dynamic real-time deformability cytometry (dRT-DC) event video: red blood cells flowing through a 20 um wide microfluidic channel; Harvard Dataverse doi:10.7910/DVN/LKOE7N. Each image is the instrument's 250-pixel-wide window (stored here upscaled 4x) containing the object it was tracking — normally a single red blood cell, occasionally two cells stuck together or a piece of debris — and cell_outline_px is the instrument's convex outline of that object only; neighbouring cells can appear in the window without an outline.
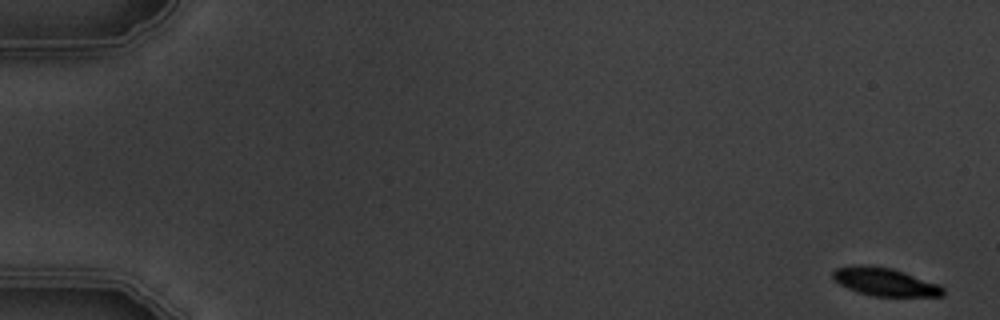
{"species": "common noctule bat (a hibernating species)", "species_latin": "Nyctalus noctula", "temperature_condition": "warm", "stored_images_in_passage": 6, "segment_of_instrument_passage": [1, 2], "camera_frame_rate_fps": 3000, "um_per_image_px": 0.085, "animal": {"sex": "male", "body_mass_g": 19.5, "forearm_length_mm": 54.6}, "frame": {"image": 1, "passage_image": 1, "time_ms": 0.0, "image_size_px": [1000, 320], "cell_outline_px": [[944, 296], [872, 296], [856, 292], [840, 284], [832, 276], [832, 272], [836, 268], [860, 264], [868, 264], [892, 268], [940, 284], [944, 288]], "centroid_in_image_um": [75.23, 23.95], "position_along_channel_um": 9.8, "area_um2": 18.15}}
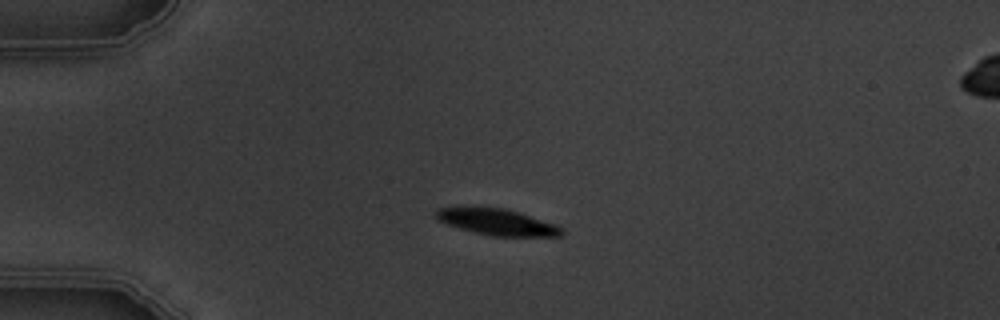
{"frame": {"image": 2, "passage_image": 4, "time_ms": 4.333, "image_size_px": [1000, 320], "cell_outline_px": [[564, 232], [560, 236], [492, 236], [460, 228], [448, 224], [440, 220], [436, 216], [436, 212], [440, 208], [504, 208], [556, 224], [564, 228]], "centroid_in_image_um": [42.35, 18.89], "position_along_channel_um": 42.7, "area_um2": 18.61}}